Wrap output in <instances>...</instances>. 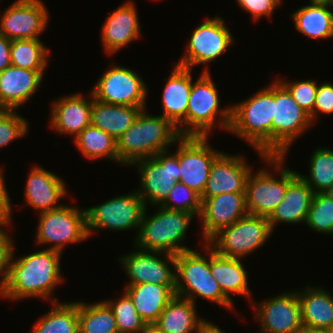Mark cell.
<instances>
[{"label": "cell", "mask_w": 333, "mask_h": 333, "mask_svg": "<svg viewBox=\"0 0 333 333\" xmlns=\"http://www.w3.org/2000/svg\"><path fill=\"white\" fill-rule=\"evenodd\" d=\"M14 254L13 250L0 297L13 301L27 297L52 298V303L57 302L52 292L64 280L60 267L62 253L44 248L16 260Z\"/></svg>", "instance_id": "6da1fadb"}, {"label": "cell", "mask_w": 333, "mask_h": 333, "mask_svg": "<svg viewBox=\"0 0 333 333\" xmlns=\"http://www.w3.org/2000/svg\"><path fill=\"white\" fill-rule=\"evenodd\" d=\"M182 136L178 128L161 115H150L142 109L134 123L116 140L120 165L132 166L168 150Z\"/></svg>", "instance_id": "7a4b0ae2"}, {"label": "cell", "mask_w": 333, "mask_h": 333, "mask_svg": "<svg viewBox=\"0 0 333 333\" xmlns=\"http://www.w3.org/2000/svg\"><path fill=\"white\" fill-rule=\"evenodd\" d=\"M274 81L248 99L231 105L228 133L248 142L260 158L272 156Z\"/></svg>", "instance_id": "3957f363"}, {"label": "cell", "mask_w": 333, "mask_h": 333, "mask_svg": "<svg viewBox=\"0 0 333 333\" xmlns=\"http://www.w3.org/2000/svg\"><path fill=\"white\" fill-rule=\"evenodd\" d=\"M147 207L142 215L135 248L177 255L190 250L183 244L186 231L195 214L158 206L157 212L147 217ZM185 245V246H184Z\"/></svg>", "instance_id": "277c9868"}, {"label": "cell", "mask_w": 333, "mask_h": 333, "mask_svg": "<svg viewBox=\"0 0 333 333\" xmlns=\"http://www.w3.org/2000/svg\"><path fill=\"white\" fill-rule=\"evenodd\" d=\"M206 254L193 249L175 255V295L196 302L200 296L221 307L234 309L231 302L222 292L218 282L213 279L210 271V246L203 244Z\"/></svg>", "instance_id": "5b68a950"}, {"label": "cell", "mask_w": 333, "mask_h": 333, "mask_svg": "<svg viewBox=\"0 0 333 333\" xmlns=\"http://www.w3.org/2000/svg\"><path fill=\"white\" fill-rule=\"evenodd\" d=\"M208 68L203 69L196 82L192 81L187 106V136L208 137L216 125L225 132L230 126L231 106L220 108L219 93Z\"/></svg>", "instance_id": "8992f818"}, {"label": "cell", "mask_w": 333, "mask_h": 333, "mask_svg": "<svg viewBox=\"0 0 333 333\" xmlns=\"http://www.w3.org/2000/svg\"><path fill=\"white\" fill-rule=\"evenodd\" d=\"M287 156H265L263 160L271 170L276 169L280 178H275L266 167L253 174L250 172L245 188L248 214L269 218L284 198L288 183L298 174L284 167Z\"/></svg>", "instance_id": "52a82bcc"}, {"label": "cell", "mask_w": 333, "mask_h": 333, "mask_svg": "<svg viewBox=\"0 0 333 333\" xmlns=\"http://www.w3.org/2000/svg\"><path fill=\"white\" fill-rule=\"evenodd\" d=\"M272 234L268 218L247 214L219 230L206 243L222 256L243 259L263 246Z\"/></svg>", "instance_id": "ba28073f"}, {"label": "cell", "mask_w": 333, "mask_h": 333, "mask_svg": "<svg viewBox=\"0 0 333 333\" xmlns=\"http://www.w3.org/2000/svg\"><path fill=\"white\" fill-rule=\"evenodd\" d=\"M35 243L63 253L65 245L88 239L86 209L68 205L39 214Z\"/></svg>", "instance_id": "9c48e42d"}, {"label": "cell", "mask_w": 333, "mask_h": 333, "mask_svg": "<svg viewBox=\"0 0 333 333\" xmlns=\"http://www.w3.org/2000/svg\"><path fill=\"white\" fill-rule=\"evenodd\" d=\"M175 153L169 150L161 151L152 158L137 160L132 165L137 166L139 173V187L137 192L147 204L161 205L180 180L179 173V140L176 142Z\"/></svg>", "instance_id": "30bf717a"}, {"label": "cell", "mask_w": 333, "mask_h": 333, "mask_svg": "<svg viewBox=\"0 0 333 333\" xmlns=\"http://www.w3.org/2000/svg\"><path fill=\"white\" fill-rule=\"evenodd\" d=\"M314 124L310 115L293 99L289 91L274 81L272 119V156H286L293 142Z\"/></svg>", "instance_id": "8fae6325"}, {"label": "cell", "mask_w": 333, "mask_h": 333, "mask_svg": "<svg viewBox=\"0 0 333 333\" xmlns=\"http://www.w3.org/2000/svg\"><path fill=\"white\" fill-rule=\"evenodd\" d=\"M145 208L146 205L137 190L89 207L86 209L88 236L94 234V231L104 229L114 232L137 229L138 234Z\"/></svg>", "instance_id": "7c38bea8"}, {"label": "cell", "mask_w": 333, "mask_h": 333, "mask_svg": "<svg viewBox=\"0 0 333 333\" xmlns=\"http://www.w3.org/2000/svg\"><path fill=\"white\" fill-rule=\"evenodd\" d=\"M108 68L91 89L94 99L107 104L146 107L148 86L143 78L127 67Z\"/></svg>", "instance_id": "4fadbf2b"}, {"label": "cell", "mask_w": 333, "mask_h": 333, "mask_svg": "<svg viewBox=\"0 0 333 333\" xmlns=\"http://www.w3.org/2000/svg\"><path fill=\"white\" fill-rule=\"evenodd\" d=\"M222 17L205 19L191 34L186 51L176 63L190 68L215 61L233 45L234 37Z\"/></svg>", "instance_id": "5bb4252c"}, {"label": "cell", "mask_w": 333, "mask_h": 333, "mask_svg": "<svg viewBox=\"0 0 333 333\" xmlns=\"http://www.w3.org/2000/svg\"><path fill=\"white\" fill-rule=\"evenodd\" d=\"M208 137L182 136L179 139V182L200 196L206 187L214 159L221 153L212 148Z\"/></svg>", "instance_id": "9a60e30c"}, {"label": "cell", "mask_w": 333, "mask_h": 333, "mask_svg": "<svg viewBox=\"0 0 333 333\" xmlns=\"http://www.w3.org/2000/svg\"><path fill=\"white\" fill-rule=\"evenodd\" d=\"M41 0H16L0 19V34L12 40L40 39L46 30L49 11Z\"/></svg>", "instance_id": "2e32d148"}, {"label": "cell", "mask_w": 333, "mask_h": 333, "mask_svg": "<svg viewBox=\"0 0 333 333\" xmlns=\"http://www.w3.org/2000/svg\"><path fill=\"white\" fill-rule=\"evenodd\" d=\"M252 306L256 308L260 333H299L302 329L301 306L296 291L283 292L263 302L255 301Z\"/></svg>", "instance_id": "e0dca14e"}, {"label": "cell", "mask_w": 333, "mask_h": 333, "mask_svg": "<svg viewBox=\"0 0 333 333\" xmlns=\"http://www.w3.org/2000/svg\"><path fill=\"white\" fill-rule=\"evenodd\" d=\"M135 250L122 255L119 259L125 275L130 279L127 285L153 283L175 286V255L158 251H144L138 248ZM159 254H164V259ZM169 265H172L174 269Z\"/></svg>", "instance_id": "ac0fdd59"}, {"label": "cell", "mask_w": 333, "mask_h": 333, "mask_svg": "<svg viewBox=\"0 0 333 333\" xmlns=\"http://www.w3.org/2000/svg\"><path fill=\"white\" fill-rule=\"evenodd\" d=\"M251 169L244 156L221 152L212 162L206 187L200 198L207 199L223 193H245Z\"/></svg>", "instance_id": "d6986e66"}, {"label": "cell", "mask_w": 333, "mask_h": 333, "mask_svg": "<svg viewBox=\"0 0 333 333\" xmlns=\"http://www.w3.org/2000/svg\"><path fill=\"white\" fill-rule=\"evenodd\" d=\"M248 214L245 193H223L201 199L199 222L202 223L203 241L206 243L224 227L232 225Z\"/></svg>", "instance_id": "ffe728a7"}, {"label": "cell", "mask_w": 333, "mask_h": 333, "mask_svg": "<svg viewBox=\"0 0 333 333\" xmlns=\"http://www.w3.org/2000/svg\"><path fill=\"white\" fill-rule=\"evenodd\" d=\"M190 68L175 65L162 92L163 113L161 116L170 120L181 136H187V106L192 86Z\"/></svg>", "instance_id": "44dd1931"}, {"label": "cell", "mask_w": 333, "mask_h": 333, "mask_svg": "<svg viewBox=\"0 0 333 333\" xmlns=\"http://www.w3.org/2000/svg\"><path fill=\"white\" fill-rule=\"evenodd\" d=\"M128 0L108 15L102 25L101 40L105 53L112 55L141 36L136 3Z\"/></svg>", "instance_id": "7402d4cb"}, {"label": "cell", "mask_w": 333, "mask_h": 333, "mask_svg": "<svg viewBox=\"0 0 333 333\" xmlns=\"http://www.w3.org/2000/svg\"><path fill=\"white\" fill-rule=\"evenodd\" d=\"M88 99L80 93H75L60 97L53 101L50 106L51 129L60 134L72 135L74 138L82 132L84 128L91 124V108L94 100L90 91Z\"/></svg>", "instance_id": "603a6c76"}, {"label": "cell", "mask_w": 333, "mask_h": 333, "mask_svg": "<svg viewBox=\"0 0 333 333\" xmlns=\"http://www.w3.org/2000/svg\"><path fill=\"white\" fill-rule=\"evenodd\" d=\"M25 186L26 203L40 213L60 208V200L67 194L63 178L41 166H33Z\"/></svg>", "instance_id": "cb8c5ba5"}, {"label": "cell", "mask_w": 333, "mask_h": 333, "mask_svg": "<svg viewBox=\"0 0 333 333\" xmlns=\"http://www.w3.org/2000/svg\"><path fill=\"white\" fill-rule=\"evenodd\" d=\"M44 71H31L9 65L0 72V109L18 110L37 92Z\"/></svg>", "instance_id": "d4e9b609"}, {"label": "cell", "mask_w": 333, "mask_h": 333, "mask_svg": "<svg viewBox=\"0 0 333 333\" xmlns=\"http://www.w3.org/2000/svg\"><path fill=\"white\" fill-rule=\"evenodd\" d=\"M314 192L297 174L287 186L283 200L268 218L271 230L277 223L297 224L306 222Z\"/></svg>", "instance_id": "484cf974"}, {"label": "cell", "mask_w": 333, "mask_h": 333, "mask_svg": "<svg viewBox=\"0 0 333 333\" xmlns=\"http://www.w3.org/2000/svg\"><path fill=\"white\" fill-rule=\"evenodd\" d=\"M123 291L130 297L146 325H153L175 297V286L153 283L126 285Z\"/></svg>", "instance_id": "4316f807"}, {"label": "cell", "mask_w": 333, "mask_h": 333, "mask_svg": "<svg viewBox=\"0 0 333 333\" xmlns=\"http://www.w3.org/2000/svg\"><path fill=\"white\" fill-rule=\"evenodd\" d=\"M242 259L230 258L216 253L210 247V271L223 294L232 302L231 294H239L251 301V292L248 289V273Z\"/></svg>", "instance_id": "83f0119b"}, {"label": "cell", "mask_w": 333, "mask_h": 333, "mask_svg": "<svg viewBox=\"0 0 333 333\" xmlns=\"http://www.w3.org/2000/svg\"><path fill=\"white\" fill-rule=\"evenodd\" d=\"M301 321L305 327L331 329L333 327V295L322 287L306 286L298 290Z\"/></svg>", "instance_id": "f1b7e54d"}, {"label": "cell", "mask_w": 333, "mask_h": 333, "mask_svg": "<svg viewBox=\"0 0 333 333\" xmlns=\"http://www.w3.org/2000/svg\"><path fill=\"white\" fill-rule=\"evenodd\" d=\"M196 307L191 300L175 295L153 325L163 333H197L206 319L198 317Z\"/></svg>", "instance_id": "f546056e"}, {"label": "cell", "mask_w": 333, "mask_h": 333, "mask_svg": "<svg viewBox=\"0 0 333 333\" xmlns=\"http://www.w3.org/2000/svg\"><path fill=\"white\" fill-rule=\"evenodd\" d=\"M145 108L107 104L94 99L90 116L91 125L98 127L117 140Z\"/></svg>", "instance_id": "4dcf8cb0"}, {"label": "cell", "mask_w": 333, "mask_h": 333, "mask_svg": "<svg viewBox=\"0 0 333 333\" xmlns=\"http://www.w3.org/2000/svg\"><path fill=\"white\" fill-rule=\"evenodd\" d=\"M296 30L308 38L333 37V11L328 5H305L291 14Z\"/></svg>", "instance_id": "1f68e13d"}, {"label": "cell", "mask_w": 333, "mask_h": 333, "mask_svg": "<svg viewBox=\"0 0 333 333\" xmlns=\"http://www.w3.org/2000/svg\"><path fill=\"white\" fill-rule=\"evenodd\" d=\"M74 144L90 160L106 159L120 164L117 154V143L110 134L89 125L74 138Z\"/></svg>", "instance_id": "d6a6232c"}, {"label": "cell", "mask_w": 333, "mask_h": 333, "mask_svg": "<svg viewBox=\"0 0 333 333\" xmlns=\"http://www.w3.org/2000/svg\"><path fill=\"white\" fill-rule=\"evenodd\" d=\"M52 304L51 310L40 317L30 333H79L78 301Z\"/></svg>", "instance_id": "836d02e7"}, {"label": "cell", "mask_w": 333, "mask_h": 333, "mask_svg": "<svg viewBox=\"0 0 333 333\" xmlns=\"http://www.w3.org/2000/svg\"><path fill=\"white\" fill-rule=\"evenodd\" d=\"M79 333H119L116 319L104 302L86 303L78 301Z\"/></svg>", "instance_id": "e575fe53"}, {"label": "cell", "mask_w": 333, "mask_h": 333, "mask_svg": "<svg viewBox=\"0 0 333 333\" xmlns=\"http://www.w3.org/2000/svg\"><path fill=\"white\" fill-rule=\"evenodd\" d=\"M49 49L41 39L12 40L11 65L31 71H45L48 66Z\"/></svg>", "instance_id": "d590c367"}, {"label": "cell", "mask_w": 333, "mask_h": 333, "mask_svg": "<svg viewBox=\"0 0 333 333\" xmlns=\"http://www.w3.org/2000/svg\"><path fill=\"white\" fill-rule=\"evenodd\" d=\"M309 176L298 172L300 177L315 193H326L333 186V149L317 148L312 153L310 160Z\"/></svg>", "instance_id": "8d00e7d4"}, {"label": "cell", "mask_w": 333, "mask_h": 333, "mask_svg": "<svg viewBox=\"0 0 333 333\" xmlns=\"http://www.w3.org/2000/svg\"><path fill=\"white\" fill-rule=\"evenodd\" d=\"M315 232L333 234V196L328 192L315 193L308 211L306 222Z\"/></svg>", "instance_id": "74e56055"}, {"label": "cell", "mask_w": 333, "mask_h": 333, "mask_svg": "<svg viewBox=\"0 0 333 333\" xmlns=\"http://www.w3.org/2000/svg\"><path fill=\"white\" fill-rule=\"evenodd\" d=\"M104 302L115 316L119 333H140L147 326L125 292L118 299Z\"/></svg>", "instance_id": "f35d334b"}, {"label": "cell", "mask_w": 333, "mask_h": 333, "mask_svg": "<svg viewBox=\"0 0 333 333\" xmlns=\"http://www.w3.org/2000/svg\"><path fill=\"white\" fill-rule=\"evenodd\" d=\"M160 206L170 210L189 212L199 217L201 198L195 191L183 183L177 182Z\"/></svg>", "instance_id": "ab89813d"}, {"label": "cell", "mask_w": 333, "mask_h": 333, "mask_svg": "<svg viewBox=\"0 0 333 333\" xmlns=\"http://www.w3.org/2000/svg\"><path fill=\"white\" fill-rule=\"evenodd\" d=\"M29 132V124L16 110L0 109V148L25 137Z\"/></svg>", "instance_id": "60d3db41"}, {"label": "cell", "mask_w": 333, "mask_h": 333, "mask_svg": "<svg viewBox=\"0 0 333 333\" xmlns=\"http://www.w3.org/2000/svg\"><path fill=\"white\" fill-rule=\"evenodd\" d=\"M277 80L289 91L296 103L310 115L313 123V109L318 83L311 79L296 82H288L279 78Z\"/></svg>", "instance_id": "b9f144b4"}, {"label": "cell", "mask_w": 333, "mask_h": 333, "mask_svg": "<svg viewBox=\"0 0 333 333\" xmlns=\"http://www.w3.org/2000/svg\"><path fill=\"white\" fill-rule=\"evenodd\" d=\"M284 0H236L239 7L252 15L253 20L257 22L263 17L269 18L274 11L282 5Z\"/></svg>", "instance_id": "7bdbcfd3"}, {"label": "cell", "mask_w": 333, "mask_h": 333, "mask_svg": "<svg viewBox=\"0 0 333 333\" xmlns=\"http://www.w3.org/2000/svg\"><path fill=\"white\" fill-rule=\"evenodd\" d=\"M318 113L328 115L333 113V84L331 82L327 81L322 84H318L313 109V122L317 121L316 118Z\"/></svg>", "instance_id": "ee69618b"}, {"label": "cell", "mask_w": 333, "mask_h": 333, "mask_svg": "<svg viewBox=\"0 0 333 333\" xmlns=\"http://www.w3.org/2000/svg\"><path fill=\"white\" fill-rule=\"evenodd\" d=\"M5 229L0 228V291L2 290L8 271V264L11 260L14 248V240L4 231Z\"/></svg>", "instance_id": "f6af8a7d"}, {"label": "cell", "mask_w": 333, "mask_h": 333, "mask_svg": "<svg viewBox=\"0 0 333 333\" xmlns=\"http://www.w3.org/2000/svg\"><path fill=\"white\" fill-rule=\"evenodd\" d=\"M3 169L0 168V228L5 229L12 223V205L10 196L6 189Z\"/></svg>", "instance_id": "bcb514c9"}, {"label": "cell", "mask_w": 333, "mask_h": 333, "mask_svg": "<svg viewBox=\"0 0 333 333\" xmlns=\"http://www.w3.org/2000/svg\"><path fill=\"white\" fill-rule=\"evenodd\" d=\"M10 46L11 40L0 34V72L11 65Z\"/></svg>", "instance_id": "7dc6e473"}, {"label": "cell", "mask_w": 333, "mask_h": 333, "mask_svg": "<svg viewBox=\"0 0 333 333\" xmlns=\"http://www.w3.org/2000/svg\"><path fill=\"white\" fill-rule=\"evenodd\" d=\"M197 333H226L217 324L207 320L200 326Z\"/></svg>", "instance_id": "c3c4849f"}, {"label": "cell", "mask_w": 333, "mask_h": 333, "mask_svg": "<svg viewBox=\"0 0 333 333\" xmlns=\"http://www.w3.org/2000/svg\"><path fill=\"white\" fill-rule=\"evenodd\" d=\"M299 333H332L331 329H322V328H312L302 326V329Z\"/></svg>", "instance_id": "681fc988"}, {"label": "cell", "mask_w": 333, "mask_h": 333, "mask_svg": "<svg viewBox=\"0 0 333 333\" xmlns=\"http://www.w3.org/2000/svg\"><path fill=\"white\" fill-rule=\"evenodd\" d=\"M140 333H163L154 325H147Z\"/></svg>", "instance_id": "f907efd6"}, {"label": "cell", "mask_w": 333, "mask_h": 333, "mask_svg": "<svg viewBox=\"0 0 333 333\" xmlns=\"http://www.w3.org/2000/svg\"><path fill=\"white\" fill-rule=\"evenodd\" d=\"M310 5H328L329 6V0H309Z\"/></svg>", "instance_id": "816d5d0a"}, {"label": "cell", "mask_w": 333, "mask_h": 333, "mask_svg": "<svg viewBox=\"0 0 333 333\" xmlns=\"http://www.w3.org/2000/svg\"><path fill=\"white\" fill-rule=\"evenodd\" d=\"M328 193H329L331 196H333V186H332V188L328 191Z\"/></svg>", "instance_id": "f5cc1de1"}, {"label": "cell", "mask_w": 333, "mask_h": 333, "mask_svg": "<svg viewBox=\"0 0 333 333\" xmlns=\"http://www.w3.org/2000/svg\"><path fill=\"white\" fill-rule=\"evenodd\" d=\"M333 6V0H329V7Z\"/></svg>", "instance_id": "db71d44e"}]
</instances>
